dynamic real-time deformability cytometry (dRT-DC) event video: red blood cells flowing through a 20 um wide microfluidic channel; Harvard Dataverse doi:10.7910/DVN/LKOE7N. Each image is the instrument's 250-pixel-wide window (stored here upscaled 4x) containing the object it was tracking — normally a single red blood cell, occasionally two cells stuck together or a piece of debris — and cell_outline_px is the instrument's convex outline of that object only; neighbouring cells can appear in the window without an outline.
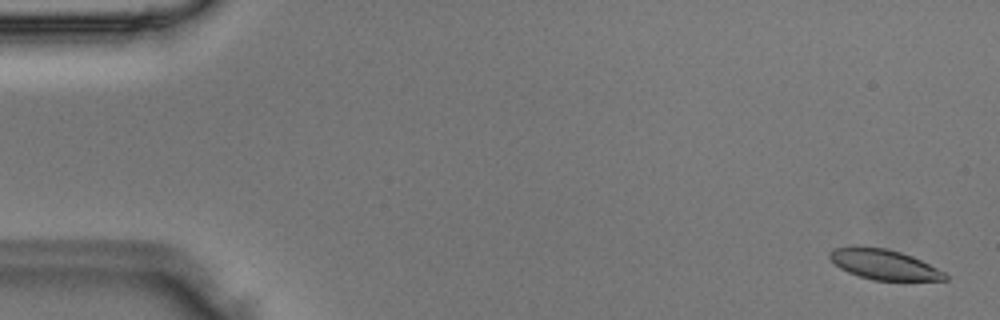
{"species": "Egyptian fruit bat (a non-hibernating species)", "species_latin": "Rousettus aegyptiacus", "temperature_condition": "room temperature", "stored_images_in_passage": 49, "camera_frame_rate_fps": 3000, "um_per_image_px": 0.085, "animal": {"sex": "male"}, "frame": {"image": 1, "passage_image": 2, "time_ms": 0.333, "image_size_px": [1000, 320], "cell_outline_px": [[948, 280], [872, 280], [848, 272], [840, 268], [828, 256], [828, 252], [832, 248], [856, 244], [888, 248], [912, 256], [944, 272], [948, 276]], "centroid_in_image_um": [75.07, 22.44], "position_along_channel_um": 9.9, "area_um2": 20.52}}
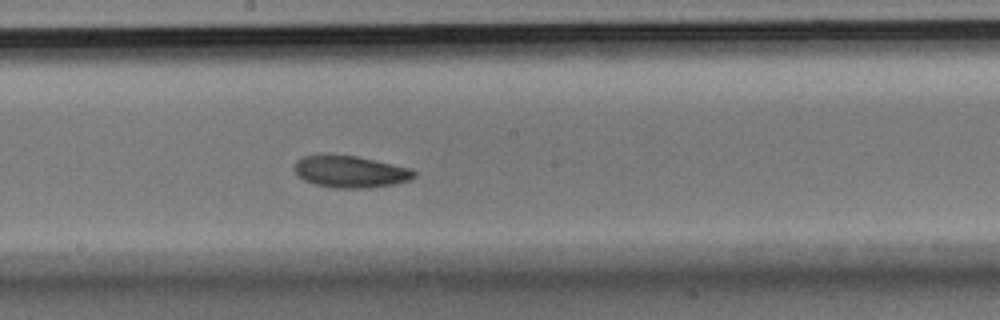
{"frame": {"image": 2, "passage_image": 27, "time_ms": 8.667, "image_size_px": [1000, 320], "cell_outline_px": [[416, 176], [412, 180], [396, 184], [368, 188], [336, 188], [316, 184], [304, 180], [296, 172], [296, 160], [304, 156], [328, 152], [356, 156], [412, 168], [416, 172]], "centroid_in_image_um": [29.82, 14.57], "position_along_channel_um": 218.4, "area_um2": 22.66}}
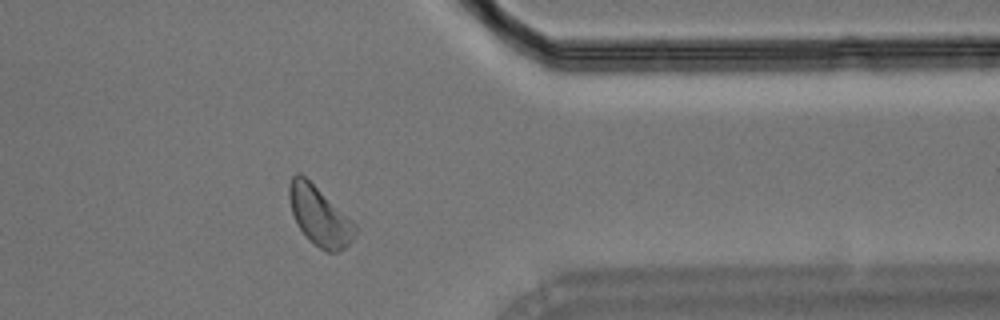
{"frame": {"image": 3, "passage_image": 40, "time_ms": 13.0, "image_size_px": [1000, 320], "cell_outline_px": [[360, 228], [352, 240], [344, 248], [336, 252], [328, 252], [320, 248], [308, 240], [300, 228], [292, 212], [288, 196], [288, 184], [292, 176], [296, 172], [300, 172], [352, 220]], "centroid_in_image_um": [27.16, 18.36], "position_along_channel_um": 384.2, "area_um2": 22.6}}